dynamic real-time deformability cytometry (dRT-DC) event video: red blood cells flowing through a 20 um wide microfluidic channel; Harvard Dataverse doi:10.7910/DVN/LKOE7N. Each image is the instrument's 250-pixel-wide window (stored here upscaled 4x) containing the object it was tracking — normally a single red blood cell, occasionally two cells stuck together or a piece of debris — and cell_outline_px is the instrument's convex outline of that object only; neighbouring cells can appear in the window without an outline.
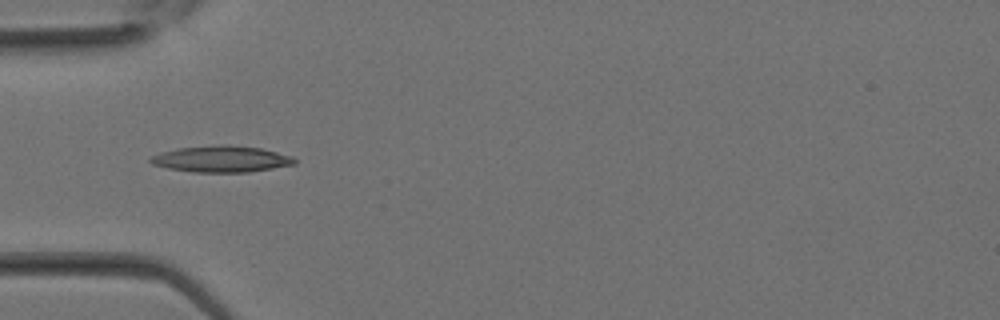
{"species": "Egyptian fruit bat (a non-hibernating species)", "species_latin": "Rousettus aegyptiacus", "temperature_condition": "room temperature", "stored_images_in_passage": 21, "camera_frame_rate_fps": 3000, "um_per_image_px": 0.085, "animal": {"sex": "female"}, "frame": {"image": 1, "passage_image": 2, "time_ms": 0.333, "image_size_px": [1000, 320], "cell_outline_px": [[296, 164], [248, 172], [192, 172], [168, 168], [152, 164], [148, 160], [152, 156], [160, 152], [176, 148], [220, 144], [228, 144], [260, 148], [292, 156], [296, 160]], "centroid_in_image_um": [18.79, 13.51], "position_along_channel_um": 66.2, "area_um2": 22.2}}
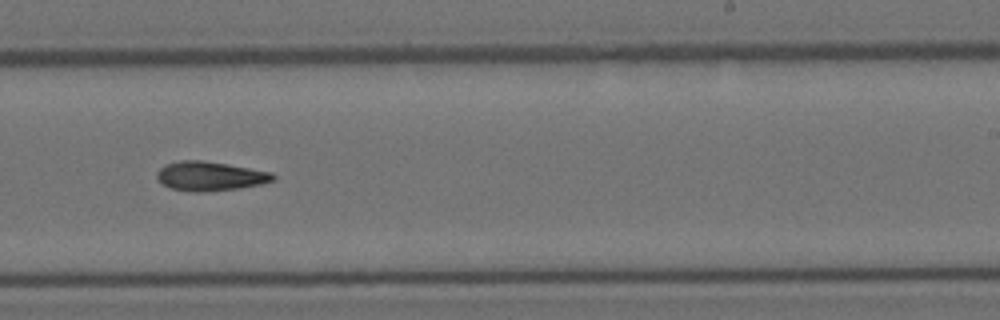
{"frame": {"image": 2, "passage_image": 12, "time_ms": 3.667, "image_size_px": [1000, 320], "cell_outline_px": [[276, 180], [260, 184], [240, 188], [204, 192], [196, 192], [172, 188], [164, 184], [156, 176], [156, 172], [164, 164], [180, 160], [204, 160], [228, 164], [272, 172], [276, 176]], "centroid_in_image_um": [17.88, 14.96], "position_along_channel_um": 271.1, "area_um2": 19.83}}
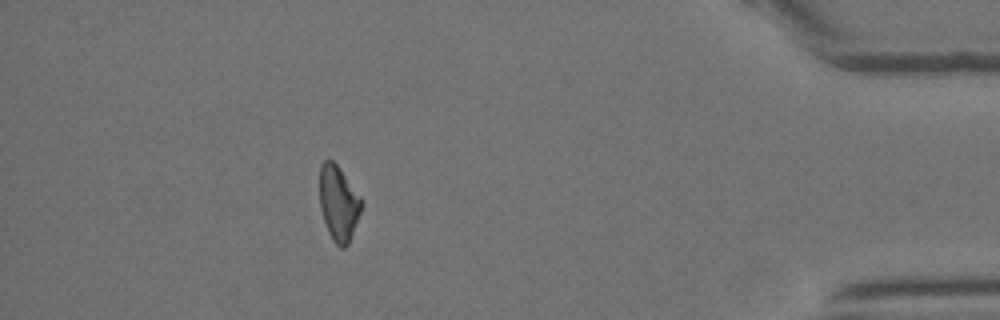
{"frame": {"image": 3, "passage_image": 21, "time_ms": 6.667, "image_size_px": [1000, 320], "cell_outline_px": [[364, 204], [348, 244], [344, 248], [340, 248], [332, 240], [328, 232], [320, 208], [320, 164], [324, 160], [332, 160], [340, 168], [360, 196]], "centroid_in_image_um": [28.78, 17.28], "position_along_channel_um": 406.4, "area_um2": 18.32}}